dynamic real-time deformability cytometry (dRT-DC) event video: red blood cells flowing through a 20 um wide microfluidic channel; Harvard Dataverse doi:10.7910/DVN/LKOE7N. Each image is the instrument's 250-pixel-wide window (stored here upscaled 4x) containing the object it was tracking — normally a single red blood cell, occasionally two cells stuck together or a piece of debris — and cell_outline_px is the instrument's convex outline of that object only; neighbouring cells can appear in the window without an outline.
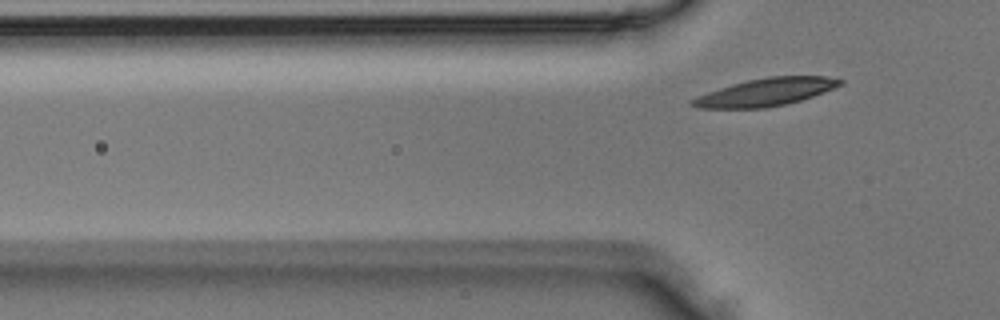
{"species": "Egyptian fruit bat (a non-hibernating species)", "species_latin": "Rousettus aegyptiacus", "temperature_condition": "room temperature", "stored_images_in_passage": 4, "camera_frame_rate_fps": 3000, "um_per_image_px": 0.085, "animal": {"sex": "male"}, "frame": {"image": 1, "passage_image": 4, "time_ms": 1.0, "image_size_px": [1000, 320], "cell_outline_px": [[844, 84], [812, 96], [800, 100], [784, 104], [764, 108], [700, 108], [688, 104], [692, 100], [708, 92], [732, 84], [748, 80], [768, 76], [824, 76], [844, 80]], "centroid_in_image_um": [65.11, 7.82], "position_along_channel_um": 60.7, "area_um2": 23.47}}